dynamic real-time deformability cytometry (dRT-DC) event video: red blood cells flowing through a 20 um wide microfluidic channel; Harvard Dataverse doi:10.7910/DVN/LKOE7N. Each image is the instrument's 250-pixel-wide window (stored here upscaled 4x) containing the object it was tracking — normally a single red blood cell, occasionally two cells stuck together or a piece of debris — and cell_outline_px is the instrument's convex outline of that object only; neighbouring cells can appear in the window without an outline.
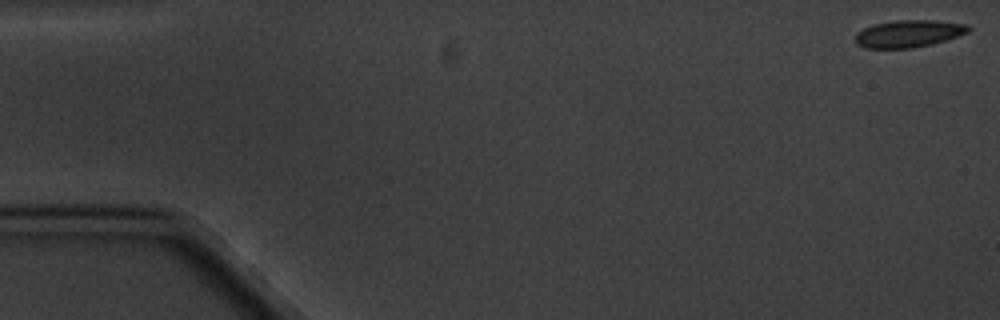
{"species": "common noctule bat (a hibernating species)", "species_latin": "Nyctalus noctula", "temperature_condition": "cold", "stored_images_in_passage": 5, "camera_frame_rate_fps": 3000, "um_per_image_px": 0.085, "animal": {"sex": "male", "body_mass_g": 20.1, "forearm_length_mm": 53.5}, "frame": {"image": 1, "passage_image": 1, "time_ms": 0.0, "image_size_px": [1000, 320], "cell_outline_px": [[972, 28], [968, 32], [932, 44], [912, 48], [864, 48], [856, 44], [856, 32], [872, 24], [896, 20], [936, 20], [968, 24]], "centroid_in_image_um": [77.22, 2.85], "position_along_channel_um": 7.8, "area_um2": 18.03}}
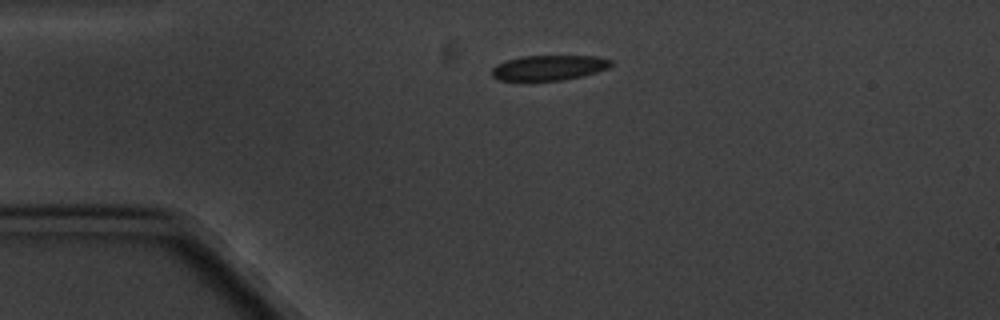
{"frame": {"image": 2, "passage_image": 4, "time_ms": 4.0, "image_size_px": [1000, 320], "cell_outline_px": [[612, 64], [608, 68], [596, 72], [580, 76], [560, 80], [496, 80], [492, 76], [492, 68], [496, 64], [520, 56], [596, 56], [612, 60]], "centroid_in_image_um": [46.63, 5.75], "position_along_channel_um": 38.4, "area_um2": 17.28}}
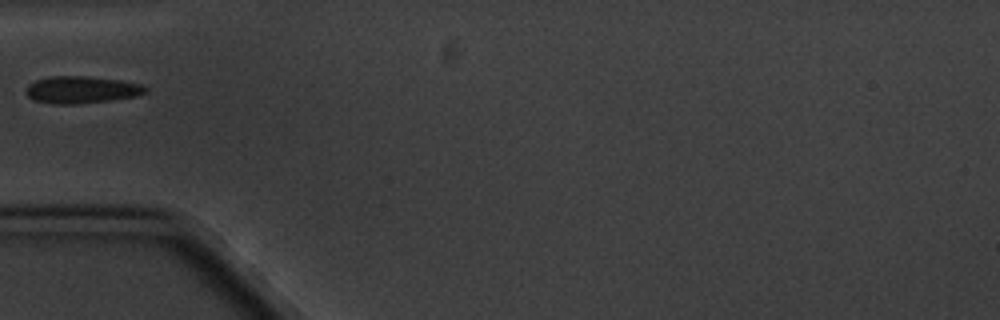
{"frame": {"image": 3, "passage_image": 5, "time_ms": 6.0, "image_size_px": [1000, 320], "cell_outline_px": [[148, 88], [144, 92], [136, 96], [112, 100], [76, 104], [52, 104], [36, 100], [28, 96], [24, 92], [24, 88], [28, 84], [36, 80], [52, 76], [84, 76], [120, 80], [144, 84]], "centroid_in_image_um": [6.91, 7.63], "position_along_channel_um": 78.1, "area_um2": 18.96}}